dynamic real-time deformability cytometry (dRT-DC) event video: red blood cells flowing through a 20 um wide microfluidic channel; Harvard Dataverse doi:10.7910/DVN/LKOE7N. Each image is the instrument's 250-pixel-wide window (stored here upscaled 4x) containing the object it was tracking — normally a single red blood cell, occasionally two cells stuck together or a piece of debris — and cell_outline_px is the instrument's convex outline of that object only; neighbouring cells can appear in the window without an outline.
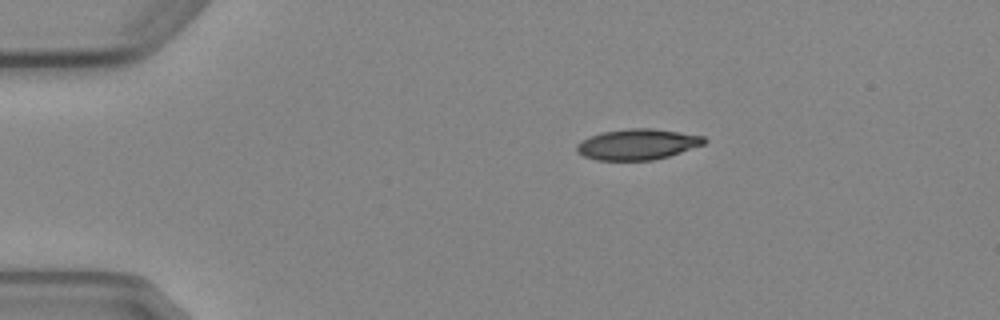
{"species": "Egyptian fruit bat (a non-hibernating species)", "species_latin": "Rousettus aegyptiacus", "temperature_condition": "cold", "stored_images_in_passage": 5, "camera_frame_rate_fps": 3000, "um_per_image_px": 0.085, "animal": {"sex": "female"}, "frame": {"image": 1, "passage_image": 1, "time_ms": 0.0, "image_size_px": [1000, 320], "cell_outline_px": [[708, 140], [704, 144], [668, 156], [652, 160], [596, 160], [584, 156], [576, 152], [576, 144], [592, 136], [604, 132], [628, 128], [652, 128], [704, 136]], "centroid_in_image_um": [54.19, 12.27], "position_along_channel_um": 30.8, "area_um2": 22.6}}
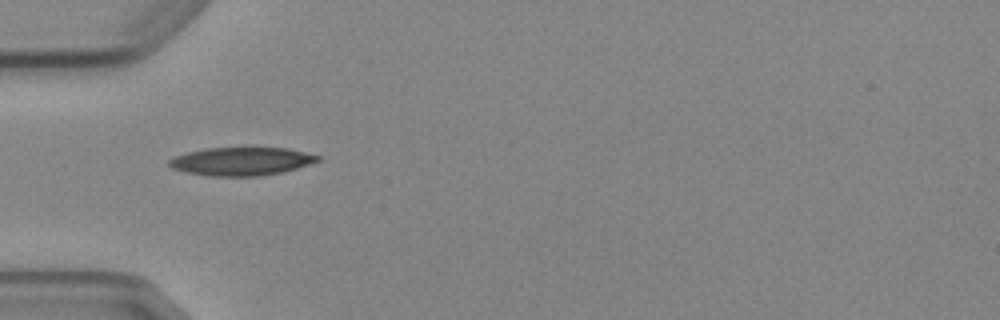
{"frame": {"image": 2, "passage_image": 3, "time_ms": 2.333, "image_size_px": [1000, 320], "cell_outline_px": [[320, 160], [284, 172], [256, 176], [212, 176], [188, 172], [172, 168], [168, 164], [168, 160], [176, 156], [188, 152], [208, 148], [252, 144], [288, 148], [320, 156]], "centroid_in_image_um": [20.55, 13.65], "position_along_channel_um": 64.4, "area_um2": 25.26}}
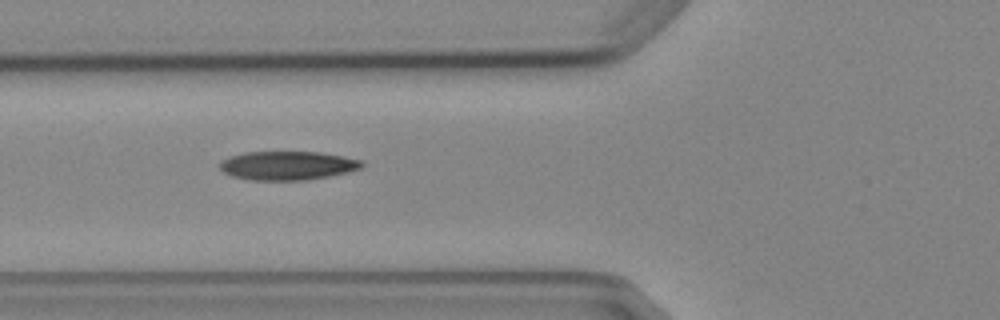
{"frame": {"image": 3, "passage_image": 4, "time_ms": 3.333, "image_size_px": [1000, 320], "cell_outline_px": [[364, 164], [360, 168], [348, 172], [308, 180], [248, 180], [232, 176], [224, 172], [220, 168], [220, 160], [228, 156], [244, 152], [320, 152], [344, 156], [360, 160]], "centroid_in_image_um": [24.4, 14.07], "position_along_channel_um": 101.4, "area_um2": 23.93}}